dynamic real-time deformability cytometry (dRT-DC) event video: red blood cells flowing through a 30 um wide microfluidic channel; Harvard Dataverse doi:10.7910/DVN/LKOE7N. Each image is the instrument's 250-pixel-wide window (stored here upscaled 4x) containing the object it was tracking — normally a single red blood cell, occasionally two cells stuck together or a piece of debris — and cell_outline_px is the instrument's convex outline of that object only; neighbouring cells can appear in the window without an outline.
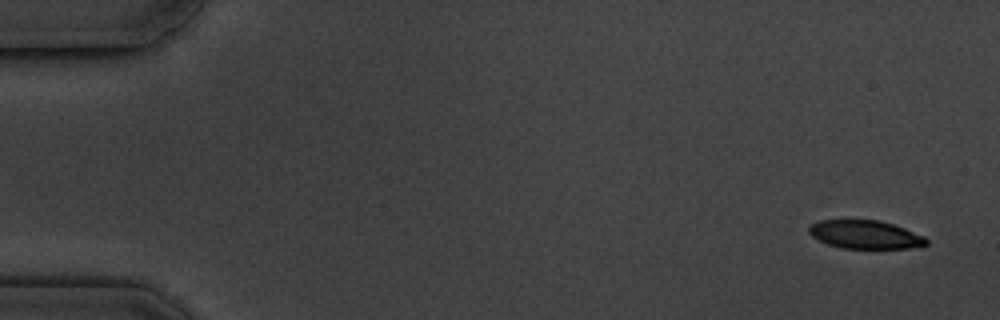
{"species": "common noctule bat (a hibernating species)", "species_latin": "Nyctalus noctula", "temperature_condition": "cold", "stored_images_in_passage": 5, "camera_frame_rate_fps": 3000, "um_per_image_px": 0.085, "animal": {"sex": "male", "body_mass_g": 19.5, "forearm_length_mm": 54.6}, "frame": {"image": 1, "passage_image": 1, "time_ms": 0.0, "image_size_px": [1000, 320], "cell_outline_px": [[928, 244], [908, 248], [840, 248], [828, 244], [812, 236], [808, 232], [808, 228], [812, 224], [820, 220], [880, 220], [904, 228], [924, 236], [928, 240]], "centroid_in_image_um": [73.54, 19.93], "position_along_channel_um": 11.5, "area_um2": 19.25}}
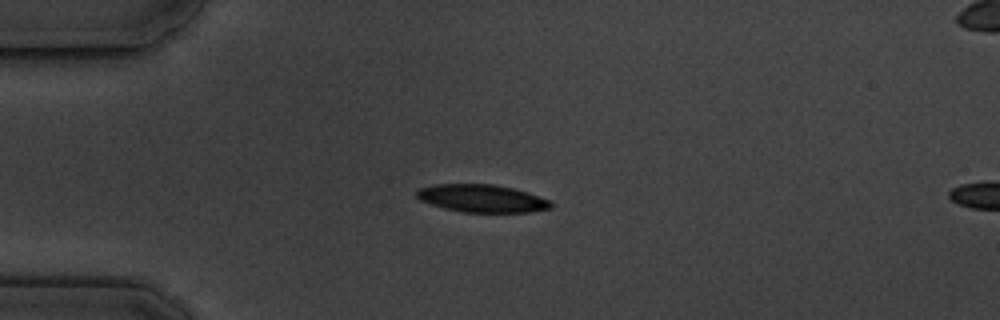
{"frame": {"image": 2, "passage_image": 4, "time_ms": 4.0, "image_size_px": [1000, 320], "cell_outline_px": [[552, 208], [528, 212], [464, 212], [444, 208], [420, 200], [416, 196], [416, 192], [420, 188], [432, 184], [492, 184], [512, 188], [528, 192], [548, 200], [552, 204]], "centroid_in_image_um": [40.95, 16.86], "position_along_channel_um": 44.1, "area_um2": 21.5}}